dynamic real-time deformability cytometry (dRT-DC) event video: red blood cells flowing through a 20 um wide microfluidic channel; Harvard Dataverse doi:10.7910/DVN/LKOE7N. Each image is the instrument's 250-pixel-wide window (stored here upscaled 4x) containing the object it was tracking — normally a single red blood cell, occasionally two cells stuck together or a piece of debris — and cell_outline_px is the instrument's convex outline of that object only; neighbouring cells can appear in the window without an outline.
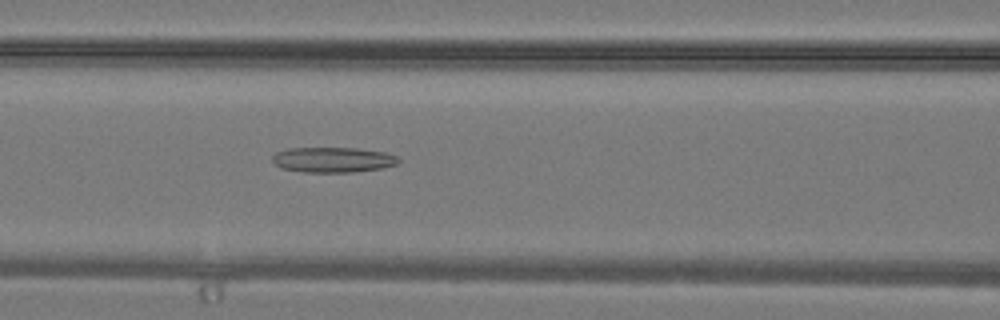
{"species": "common noctule bat (a hibernating species)", "species_latin": "Nyctalus noctula", "temperature_condition": "warm", "stored_images_in_passage": 25, "camera_frame_rate_fps": 3000, "um_per_image_px": 0.085, "animal": {"sex": "male", "body_mass_g": 19.2, "forearm_length_mm": 51.8}, "frame": {"image": 1, "passage_image": 5, "time_ms": 1.333, "image_size_px": [1000, 320], "cell_outline_px": [[400, 160], [396, 164], [380, 168], [352, 172], [304, 172], [280, 168], [272, 160], [272, 156], [276, 152], [284, 148], [356, 148], [384, 152], [396, 156]], "centroid_in_image_um": [28.24, 13.57], "position_along_channel_um": 138.4, "area_um2": 18.5}}
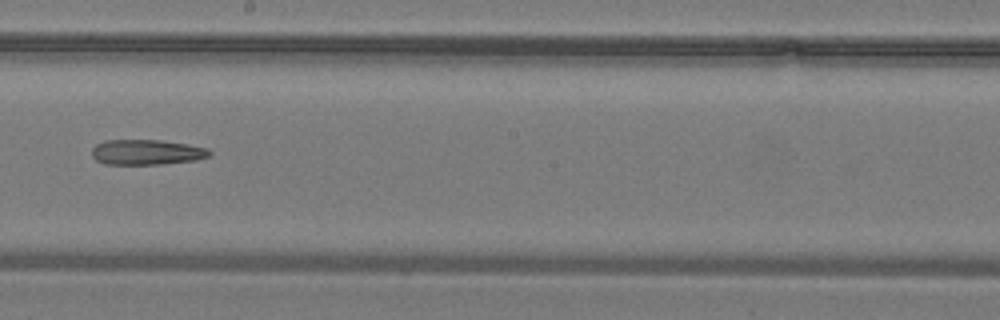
{"frame": {"image": 2, "passage_image": 10, "time_ms": 3.0, "image_size_px": [1000, 320], "cell_outline_px": [[212, 152], [208, 156], [196, 160], [160, 164], [104, 164], [96, 160], [92, 156], [92, 148], [96, 144], [104, 140], [160, 140], [188, 144], [208, 148]], "centroid_in_image_um": [12.45, 12.93], "position_along_channel_um": 235.7, "area_um2": 17.34}}
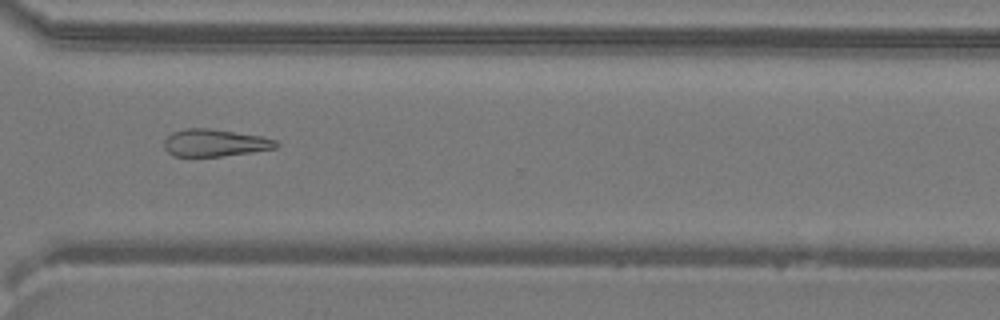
{"frame": {"image": 3, "passage_image": 16, "time_ms": 5.0, "image_size_px": [1000, 320], "cell_outline_px": [[280, 144], [276, 148], [252, 152], [220, 156], [172, 156], [164, 148], [164, 140], [172, 132], [184, 128], [208, 128], [260, 136], [276, 140]], "centroid_in_image_um": [18.24, 12.14], "position_along_channel_um": 352.4, "area_um2": 17.74}}